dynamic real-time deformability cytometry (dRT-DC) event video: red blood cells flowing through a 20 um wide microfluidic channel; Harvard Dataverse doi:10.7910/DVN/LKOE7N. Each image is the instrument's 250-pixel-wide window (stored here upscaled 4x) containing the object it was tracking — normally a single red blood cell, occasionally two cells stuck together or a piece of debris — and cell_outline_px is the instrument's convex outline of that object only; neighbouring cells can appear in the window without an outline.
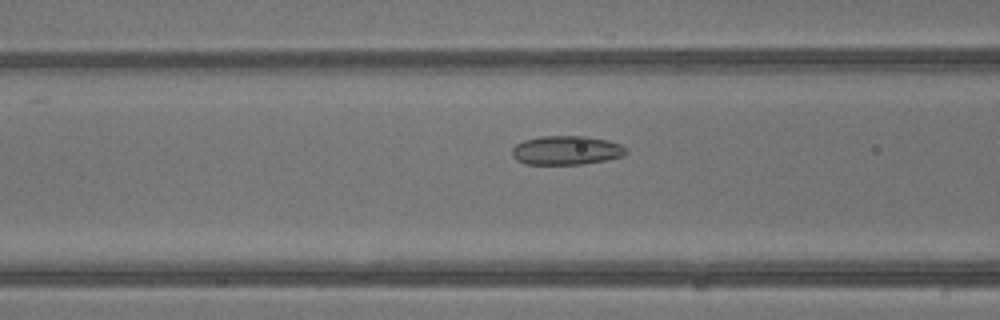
{"species": "common noctule bat (a hibernating species)", "species_latin": "Nyctalus noctula", "temperature_condition": "warm", "stored_images_in_passage": 42, "camera_frame_rate_fps": 3000, "um_per_image_px": 0.085, "animal": {"sex": "male", "body_mass_g": 13.3}, "frame": {"image": 1, "passage_image": 17, "time_ms": 5.333, "image_size_px": [1000, 320], "cell_outline_px": [[628, 152], [624, 156], [584, 164], [524, 164], [516, 160], [512, 156], [512, 148], [516, 144], [524, 140], [540, 136], [584, 136], [608, 140], [620, 144], [628, 148]], "centroid_in_image_um": [48.15, 12.77], "position_along_channel_um": 118.5, "area_um2": 19.42}}
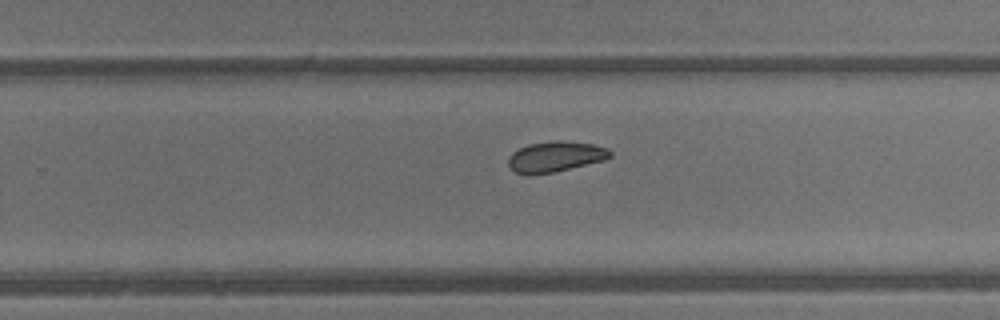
{"frame": {"image": 2, "passage_image": 27, "time_ms": 8.667, "image_size_px": [1000, 320], "cell_outline_px": [[612, 156], [604, 160], [552, 172], [528, 176], [512, 172], [508, 168], [508, 156], [512, 152], [528, 144], [556, 140], [560, 140], [592, 144], [608, 148], [612, 152]], "centroid_in_image_um": [47.14, 13.33], "position_along_channel_um": 282.7, "area_um2": 18.32}}
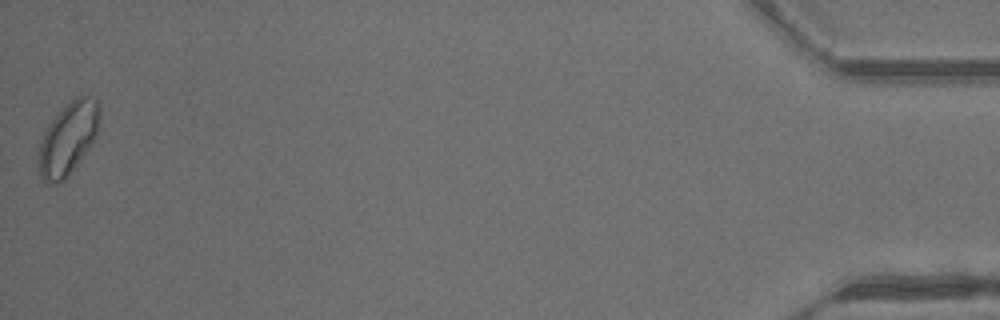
{"frame": {"image": 3, "passage_image": 42, "time_ms": 13.667, "image_size_px": [1000, 320], "cell_outline_px": [[100, 112], [96, 136], [88, 148], [68, 176], [64, 180], [56, 184], [48, 184], [40, 176], [36, 164], [36, 152], [44, 132], [48, 124], [76, 96], [88, 96], [96, 100], [100, 104]], "centroid_in_image_um": [5.74, 11.82], "position_along_channel_um": 429.5, "area_um2": 25.72}, "authors_computed_cell_mechanics": {"area_um2": 20.0566, "velocity_mm_per_s": 4.9405, "shape_relaxation_time_tau1_ms": 5.8974, "shape_relaxation_time_tau2_ms": 1.8061, "deformation_change_tau1": 0.0887, "deformation_change_tau2": 0.054}}